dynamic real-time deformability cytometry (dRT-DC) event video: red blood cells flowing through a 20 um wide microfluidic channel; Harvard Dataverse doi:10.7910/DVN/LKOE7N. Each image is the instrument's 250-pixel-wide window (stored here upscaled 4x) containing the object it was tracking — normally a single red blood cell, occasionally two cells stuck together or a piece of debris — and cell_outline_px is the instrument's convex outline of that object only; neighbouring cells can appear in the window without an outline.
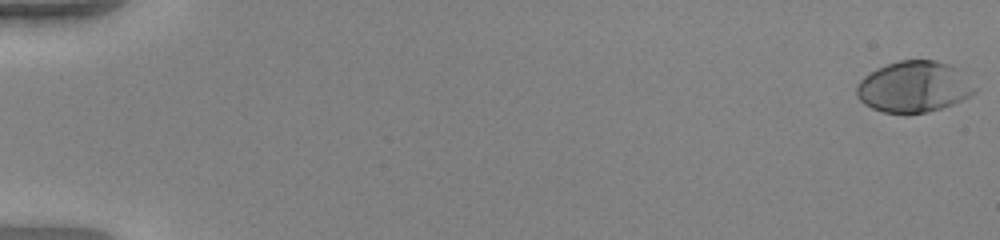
{"species": "human", "species_latin": "Homo sapiens", "temperature_condition": "warm", "stored_images_in_passage": 54, "camera_frame_rate_fps": 3000, "um_per_image_px": 0.085, "donor": {"sex": "female"}, "frame": {"image": 1, "passage_image": 1, "time_ms": 0.0, "image_size_px": [1000, 240], "cell_outline_px": [[976, 92], [952, 104], [928, 112], [884, 112], [872, 108], [864, 104], [856, 96], [856, 88], [860, 80], [864, 76], [888, 64], [900, 60], [936, 60], [948, 64], [956, 68], [976, 88]], "centroid_in_image_um": [77.65, 7.37], "position_along_channel_um": 7.3, "area_um2": 34.51}}
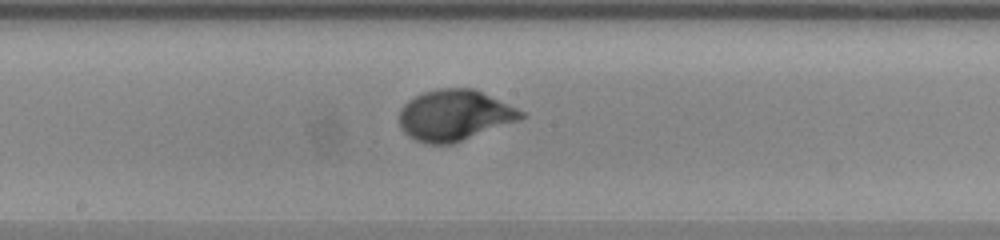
{"frame": {"image": 2, "passage_image": 31, "time_ms": 10.0, "image_size_px": [1000, 240], "cell_outline_px": [[528, 116], [520, 120], [452, 144], [428, 144], [416, 140], [408, 136], [400, 128], [400, 108], [408, 100], [424, 92], [436, 88], [472, 88], [516, 108], [524, 112]], "centroid_in_image_um": [38.62, 9.8], "position_along_channel_um": 209.6, "area_um2": 35.95}}
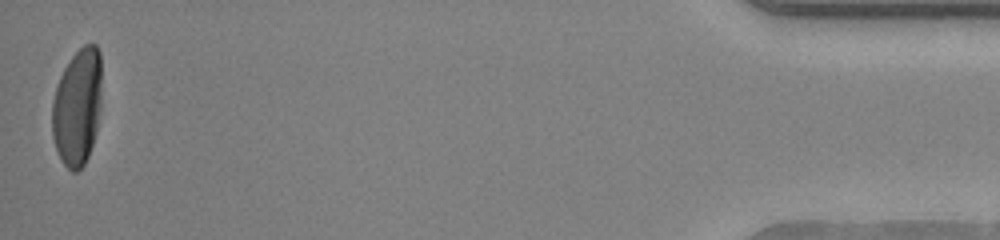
{"frame": {"image": 3, "passage_image": 54, "time_ms": 17.667, "image_size_px": [1000, 240], "cell_outline_px": [[100, 108], [96, 132], [88, 156], [84, 164], [76, 172], [72, 172], [64, 164], [56, 148], [52, 136], [52, 100], [60, 76], [64, 68], [72, 56], [84, 44], [96, 44], [100, 52]], "centroid_in_image_um": [6.56, 9.09], "position_along_channel_um": 428.6, "area_um2": 33.64}, "authors_computed_cell_mechanics": {"area_um2": 34.3043, "velocity_mm_per_s": 3.9232, "shape_relaxation_time_tau1_ms": 2.7075, "shape_relaxation_time_tau2_ms": null, "deformation_change_tau1": 0.2136, "deformation_change_tau2": null}}